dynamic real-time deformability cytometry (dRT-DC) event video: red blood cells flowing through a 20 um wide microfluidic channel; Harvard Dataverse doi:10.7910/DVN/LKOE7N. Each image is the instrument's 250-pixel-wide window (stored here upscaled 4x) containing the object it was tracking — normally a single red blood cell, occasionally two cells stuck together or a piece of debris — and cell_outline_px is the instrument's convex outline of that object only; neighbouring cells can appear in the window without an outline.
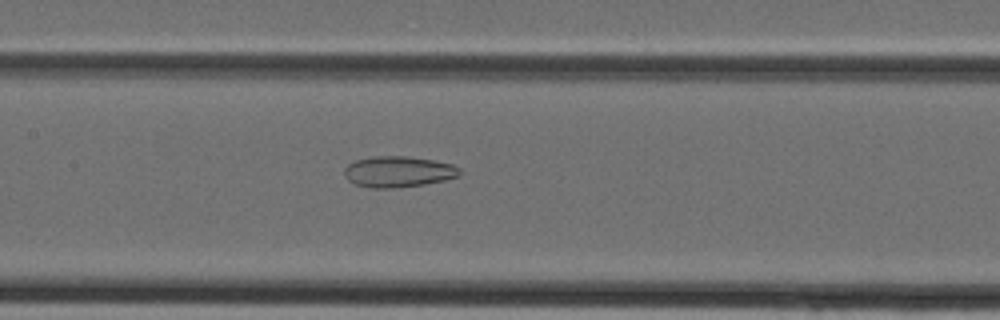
{"species": "Egyptian fruit bat (a non-hibernating species)", "species_latin": "Rousettus aegyptiacus", "temperature_condition": "cold", "stored_images_in_passage": 39, "camera_frame_rate_fps": 3000, "um_per_image_px": 0.085, "animal": {"sex": "female"}, "frame": {"image": 1, "passage_image": 18, "time_ms": 5.667, "image_size_px": [1000, 320], "cell_outline_px": [[460, 176], [444, 180], [424, 184], [396, 188], [372, 188], [356, 184], [348, 180], [344, 176], [344, 168], [348, 164], [356, 160], [376, 156], [404, 156], [432, 160], [452, 164], [460, 168]], "centroid_in_image_um": [33.84, 14.6], "position_along_channel_um": 173.6, "area_um2": 20.75}}
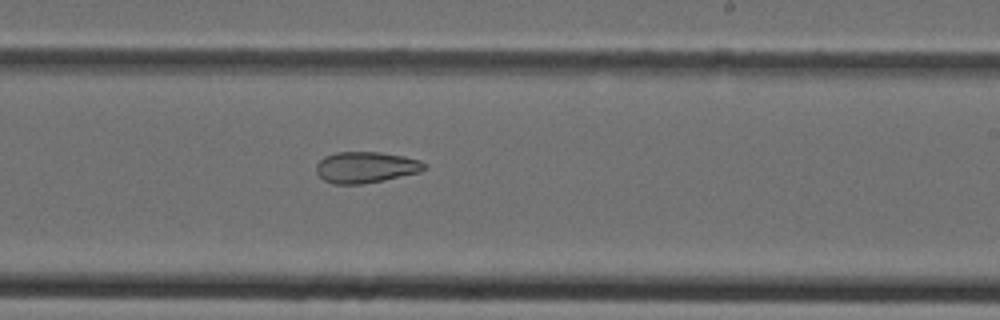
{"frame": {"image": 2, "passage_image": 23, "time_ms": 7.333, "image_size_px": [1000, 320], "cell_outline_px": [[428, 168], [420, 172], [360, 184], [332, 184], [324, 180], [316, 172], [316, 164], [324, 156], [336, 152], [380, 152], [420, 160], [428, 164]], "centroid_in_image_um": [31.08, 14.21], "position_along_channel_um": 257.9, "area_um2": 19.54}}
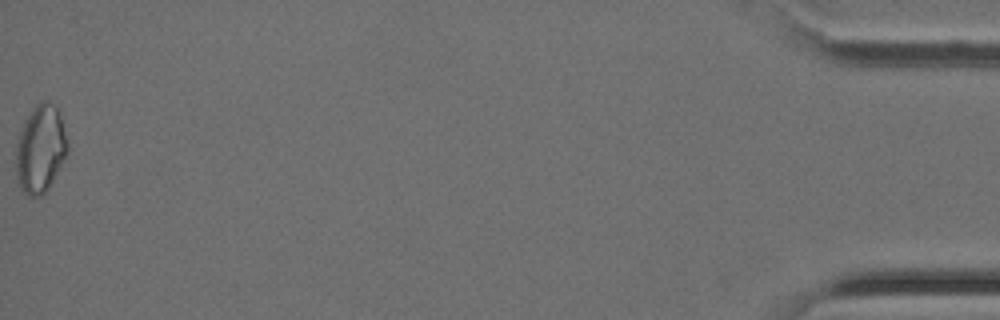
{"frame": {"image": 3, "passage_image": 39, "time_ms": 12.667, "image_size_px": [1000, 320], "cell_outline_px": [[68, 152], [48, 188], [40, 196], [28, 196], [20, 188], [16, 176], [16, 144], [20, 132], [32, 108], [40, 100], [44, 100], [56, 104], [60, 116], [68, 144]], "centroid_in_image_um": [3.43, 12.65], "position_along_channel_um": 431.8, "area_um2": 26.18}}